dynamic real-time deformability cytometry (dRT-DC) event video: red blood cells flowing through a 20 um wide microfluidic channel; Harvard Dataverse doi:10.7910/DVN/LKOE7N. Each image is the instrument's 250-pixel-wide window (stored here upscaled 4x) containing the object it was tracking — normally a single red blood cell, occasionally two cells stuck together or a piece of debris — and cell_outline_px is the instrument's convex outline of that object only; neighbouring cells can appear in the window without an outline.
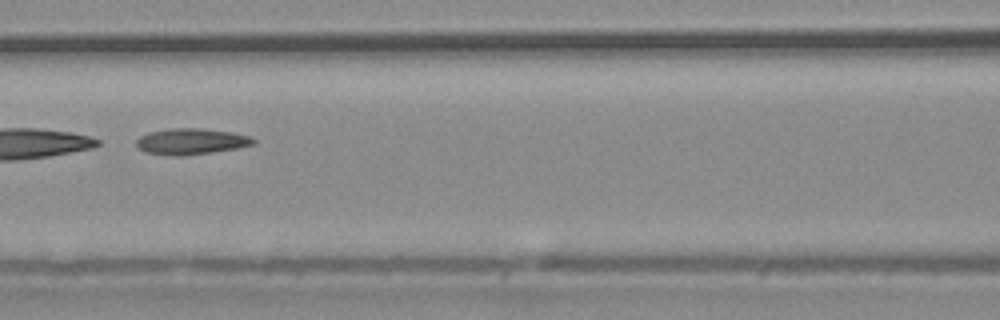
{"species": "common noctule bat (a hibernating species)", "species_latin": "Nyctalus noctula", "temperature_condition": "warm", "stored_images_in_passage": 53, "segment_of_instrument_passage": [2, 2], "camera_frame_rate_fps": 3000, "um_per_image_px": 0.085, "animal": {"sex": "male", "body_mass_g": 20.4}, "frame": {"image": 1, "passage_image": 24, "time_ms": 7.667, "image_size_px": [1000, 320], "cell_outline_px": [[256, 144], [236, 148], [212, 152], [180, 156], [172, 156], [144, 152], [136, 144], [136, 140], [140, 136], [148, 132], [172, 128], [200, 128], [232, 132], [252, 136], [256, 140]], "centroid_in_image_um": [16.26, 12.02], "position_along_channel_um": 150.3, "area_um2": 17.86}}